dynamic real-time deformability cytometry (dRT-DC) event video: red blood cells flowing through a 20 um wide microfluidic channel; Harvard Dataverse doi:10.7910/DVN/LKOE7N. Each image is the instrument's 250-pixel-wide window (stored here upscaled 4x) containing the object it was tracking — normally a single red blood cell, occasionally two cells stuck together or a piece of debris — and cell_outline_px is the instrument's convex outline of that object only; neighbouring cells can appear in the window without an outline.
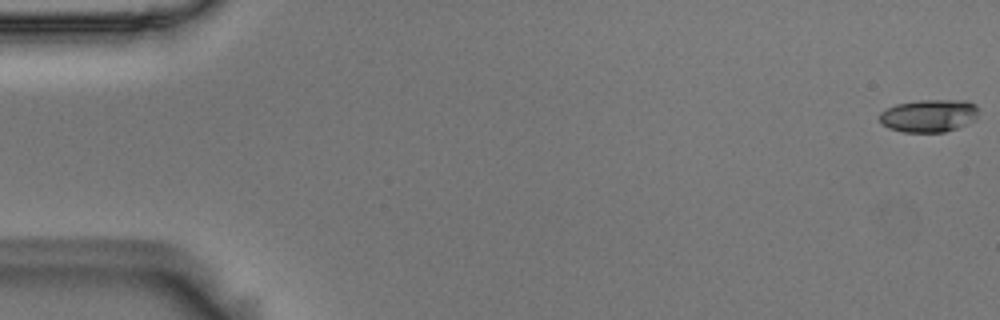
{"species": "Egyptian fruit bat (a non-hibernating species)", "species_latin": "Rousettus aegyptiacus", "temperature_condition": "room temperature", "stored_images_in_passage": 55, "camera_frame_rate_fps": 3000, "um_per_image_px": 0.085, "animal": {"sex": "male"}, "frame": {"image": 1, "passage_image": 1, "time_ms": 0.0, "image_size_px": [1000, 320], "cell_outline_px": [[980, 108], [976, 120], [956, 128], [944, 132], [904, 132], [888, 128], [880, 124], [880, 112], [896, 104], [920, 100], [964, 100], [976, 104]], "centroid_in_image_um": [78.99, 9.83], "position_along_channel_um": 6.0, "area_um2": 19.07}}
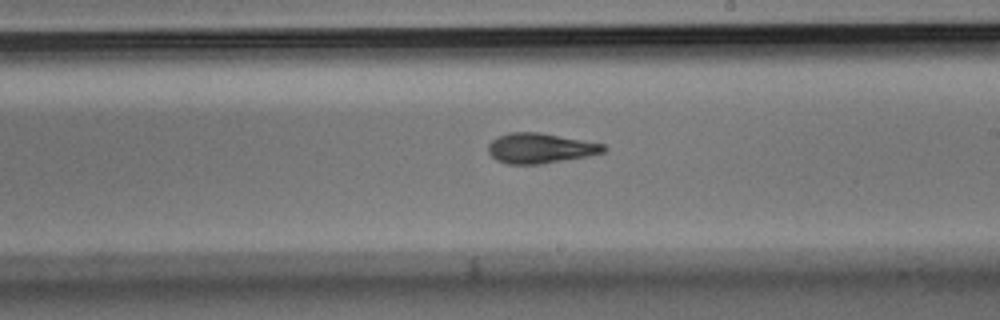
{"frame": {"image": 2, "passage_image": 32, "time_ms": 10.333, "image_size_px": [1000, 320], "cell_outline_px": [[608, 148], [604, 152], [588, 156], [540, 164], [508, 164], [496, 160], [488, 152], [488, 144], [492, 140], [508, 132], [540, 132], [604, 144]], "centroid_in_image_um": [45.92, 12.59], "position_along_channel_um": 243.1, "area_um2": 20.23}}
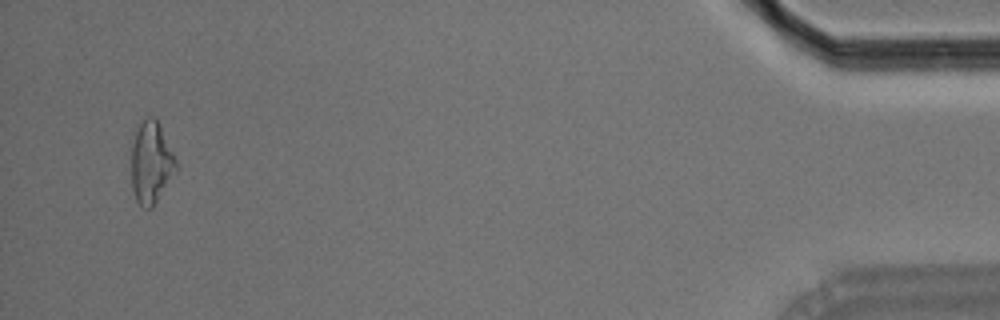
{"frame": {"image": 3, "passage_image": 53, "time_ms": 17.333, "image_size_px": [1000, 320], "cell_outline_px": [[176, 168], [152, 208], [144, 208], [136, 200], [132, 188], [132, 144], [136, 132], [140, 124], [148, 116], [156, 116], [160, 124], [176, 160]], "centroid_in_image_um": [12.83, 13.79], "position_along_channel_um": 422.4, "area_um2": 20.81}, "authors_computed_cell_mechanics": {"area_um2": 19.941, "velocity_mm_per_s": 3.7126, "shape_relaxation_time_tau1_ms": 4.6362, "shape_relaxation_time_tau2_ms": 3.6735, "deformation_change_tau1": 0.1452, "deformation_change_tau2": 0.1254}}